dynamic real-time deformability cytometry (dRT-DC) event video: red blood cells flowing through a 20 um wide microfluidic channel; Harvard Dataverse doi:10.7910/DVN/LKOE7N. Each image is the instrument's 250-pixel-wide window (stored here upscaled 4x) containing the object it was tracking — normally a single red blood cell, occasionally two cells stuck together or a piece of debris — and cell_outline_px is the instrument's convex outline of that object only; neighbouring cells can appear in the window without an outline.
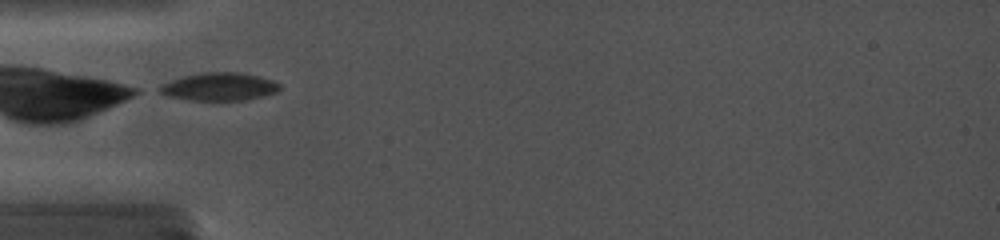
{"species": "common noctule bat (a hibernating species)", "species_latin": "Nyctalus noctula", "temperature_condition": "cold", "stored_images_in_passage": 12, "camera_frame_rate_fps": 5000, "um_per_image_px": 0.085, "animal": {"sex": "female", "body_mass_g": 19.0, "forearm_length_mm": 56.7}, "frame": {"image": 1, "passage_image": 1, "time_ms": 0.0, "image_size_px": [1000, 240], "cell_outline_px": [[280, 88], [276, 92], [244, 100], [188, 100], [168, 96], [152, 88], [160, 84], [184, 76], [200, 72], [240, 72], [260, 76], [272, 80], [280, 84]], "centroid_in_image_um": [18.57, 7.36], "position_along_channel_um": 66.4, "area_um2": 19.65}}